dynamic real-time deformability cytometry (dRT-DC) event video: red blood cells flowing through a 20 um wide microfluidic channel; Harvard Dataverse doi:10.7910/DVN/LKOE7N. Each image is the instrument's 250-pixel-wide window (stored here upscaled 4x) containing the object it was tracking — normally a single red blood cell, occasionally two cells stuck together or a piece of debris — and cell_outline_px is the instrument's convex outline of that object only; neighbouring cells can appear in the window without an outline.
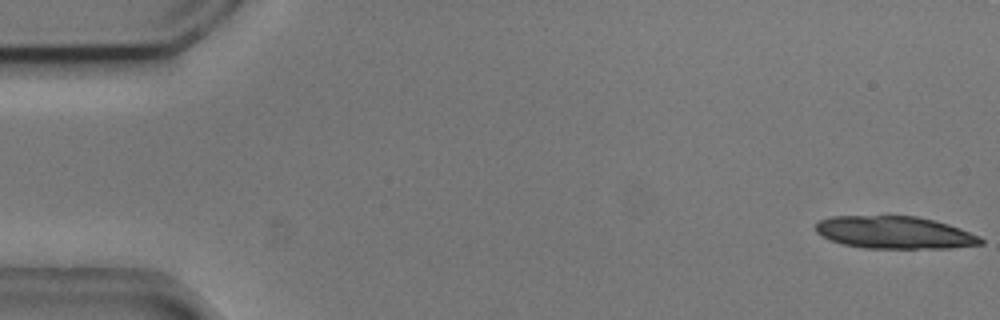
{"species": "common noctule bat (a hibernating species)", "species_latin": "Nyctalus noctula", "temperature_condition": "cold", "stored_images_in_passage": 46, "camera_frame_rate_fps": 3000, "um_per_image_px": 0.085, "animal": {"sex": "male", "body_mass_g": 20.5, "forearm_length_mm": 52.5}, "frame": {"image": 1, "passage_image": 1, "time_ms": 0.0, "image_size_px": [1000, 320], "cell_outline_px": [[984, 244], [948, 248], [864, 248], [844, 244], [832, 240], [816, 232], [816, 224], [820, 220], [832, 216], [916, 216], [948, 224], [960, 228], [980, 236], [984, 240]], "centroid_in_image_um": [76.08, 19.76], "position_along_channel_um": 8.9, "area_um2": 31.04}}
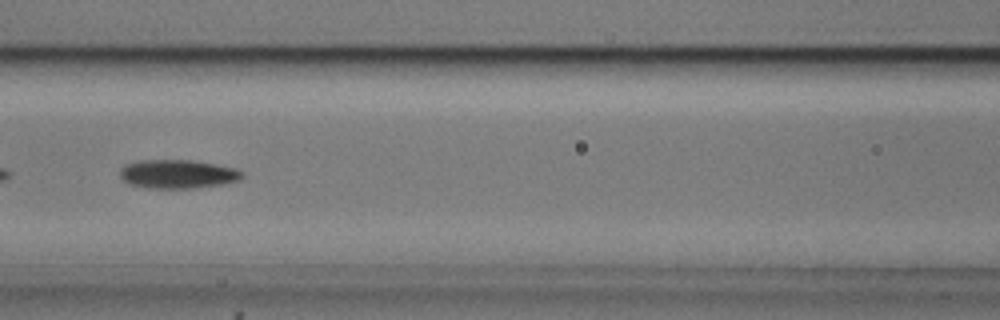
{"frame": {"image": 2, "passage_image": 24, "time_ms": 7.667, "image_size_px": [1000, 320], "cell_outline_px": [[244, 176], [240, 180], [220, 184], [188, 188], [148, 188], [128, 184], [120, 176], [120, 168], [124, 164], [140, 160], [192, 160], [216, 164], [236, 168], [244, 172]], "centroid_in_image_um": [15.09, 14.78], "position_along_channel_um": 151.5, "area_um2": 20.52}}
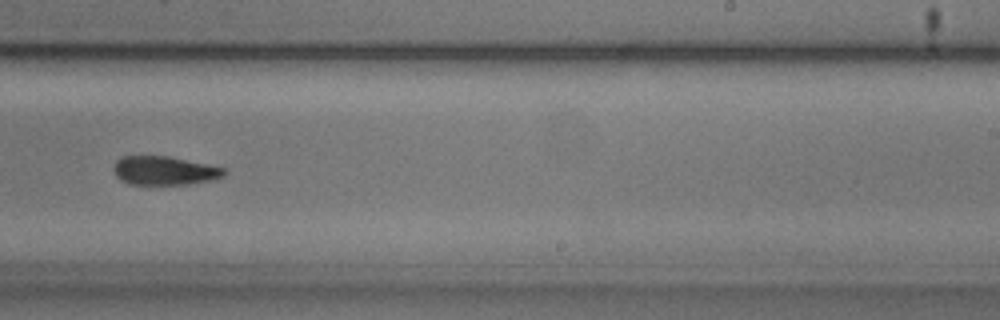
{"frame": {"image": 3, "passage_image": 34, "time_ms": 11.0, "image_size_px": [1000, 320], "cell_outline_px": [[228, 172], [224, 176], [208, 180], [188, 184], [128, 184], [120, 180], [116, 176], [112, 168], [116, 160], [120, 156], [168, 156], [224, 168]], "centroid_in_image_um": [13.91, 14.5], "position_along_channel_um": 275.1, "area_um2": 18.44}, "authors_computed_cell_mechanics": {"area_um2": 20.5479, "velocity_mm_per_s": 3.7183, "shape_relaxation_time_tau1_ms": 2.6574, "shape_relaxation_time_tau2_ms": 6.9564, "deformation_change_tau1": 0.1274, "deformation_change_tau2": 0.1629}}